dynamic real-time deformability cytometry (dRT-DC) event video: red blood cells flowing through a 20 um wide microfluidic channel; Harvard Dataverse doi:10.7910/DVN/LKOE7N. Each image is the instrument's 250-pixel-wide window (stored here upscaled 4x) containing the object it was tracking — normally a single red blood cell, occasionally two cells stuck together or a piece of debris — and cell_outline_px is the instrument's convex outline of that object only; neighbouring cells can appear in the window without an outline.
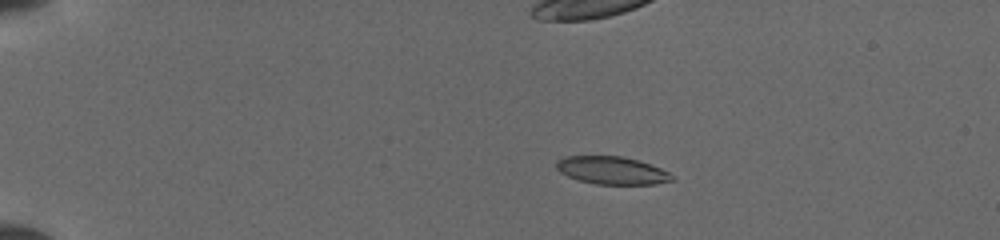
{"species": "common noctule bat (a hibernating species)", "species_latin": "Nyctalus noctula", "temperature_condition": "cold", "stored_images_in_passage": 32, "camera_frame_rate_fps": 3000, "um_per_image_px": 0.085, "animal": {"sex": "female", "body_mass_g": 19.5, "forearm_length_mm": 54.1}, "frame": {"image": 1, "passage_image": 10, "time_ms": 3.667, "image_size_px": [1000, 240], "cell_outline_px": [[676, 180], [652, 184], [596, 184], [576, 180], [560, 172], [556, 168], [556, 160], [564, 156], [624, 156], [640, 160], [660, 168], [668, 172]], "centroid_in_image_um": [51.99, 14.48], "position_along_channel_um": 33.0, "area_um2": 18.84}}